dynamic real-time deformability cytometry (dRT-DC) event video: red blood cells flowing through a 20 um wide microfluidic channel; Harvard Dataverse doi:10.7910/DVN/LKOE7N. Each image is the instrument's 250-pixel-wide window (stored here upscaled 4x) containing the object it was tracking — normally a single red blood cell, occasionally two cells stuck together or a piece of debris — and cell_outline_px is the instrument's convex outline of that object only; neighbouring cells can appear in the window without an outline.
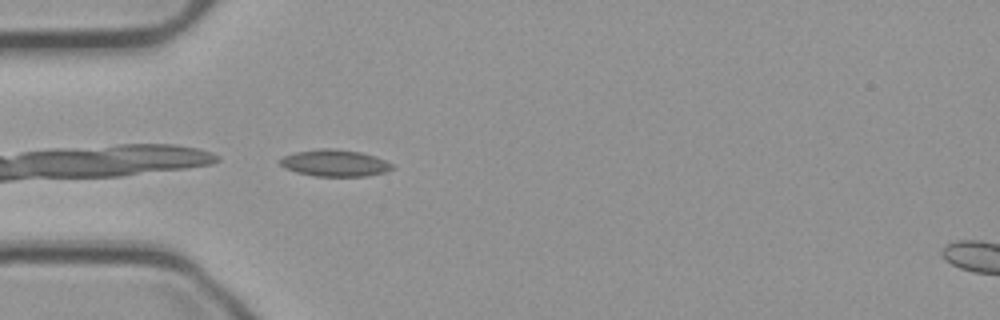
{"species": "common noctule bat (a hibernating species)", "species_latin": "Nyctalus noctula", "temperature_condition": "cold", "stored_images_in_passage": 34, "camera_frame_rate_fps": 3000, "um_per_image_px": 0.085, "animal": {"sex": "male", "body_mass_g": 23.1, "forearm_length_mm": 52.7}, "frame": {"image": 1, "passage_image": 1, "time_ms": 0.0, "image_size_px": [1000, 320], "cell_outline_px": [[396, 168], [384, 172], [368, 176], [312, 176], [296, 172], [284, 168], [280, 164], [280, 160], [284, 156], [296, 152], [324, 148], [328, 148], [360, 152], [376, 156], [392, 164]], "centroid_in_image_um": [28.47, 13.87], "position_along_channel_um": 56.5, "area_um2": 17.4}}
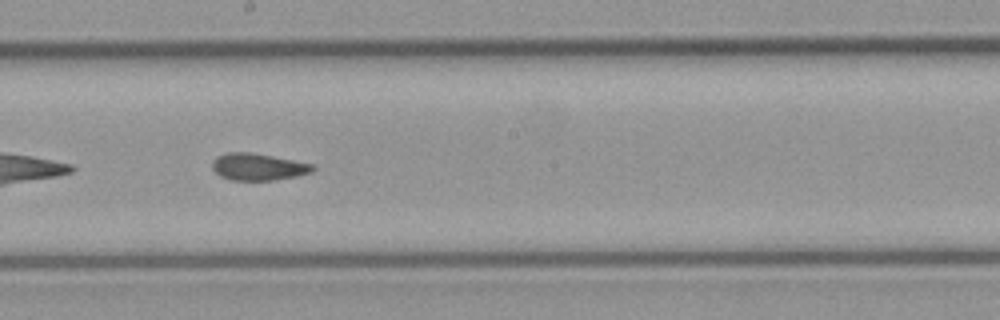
{"frame": {"image": 2, "passage_image": 15, "time_ms": 4.667, "image_size_px": [1000, 320], "cell_outline_px": [[316, 168], [312, 172], [296, 176], [272, 180], [232, 180], [220, 176], [212, 168], [212, 160], [216, 156], [228, 152], [248, 152], [272, 156], [316, 164]], "centroid_in_image_um": [21.95, 14.17], "position_along_channel_um": 226.2, "area_um2": 15.84}}
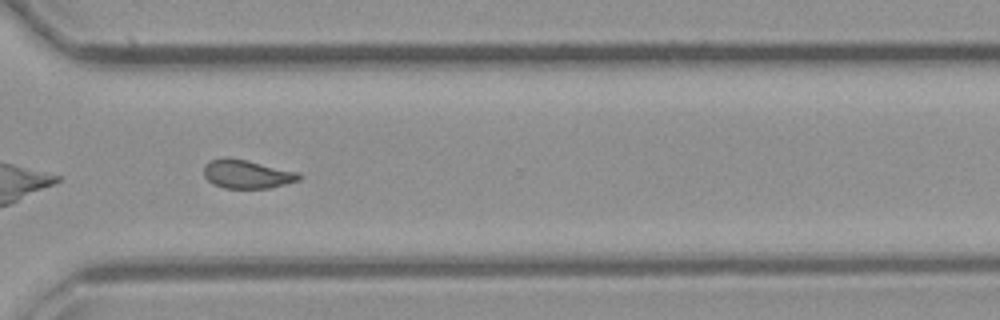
{"frame": {"image": 3, "passage_image": 25, "time_ms": 8.0, "image_size_px": [1000, 320], "cell_outline_px": [[304, 176], [300, 180], [268, 188], [224, 188], [212, 184], [204, 176], [204, 168], [212, 160], [244, 160], [300, 172]], "centroid_in_image_um": [21.07, 14.85], "position_along_channel_um": 349.5, "area_um2": 15.32}, "authors_computed_cell_mechanics": {"area_um2": 16.0973, "velocity_mm_per_s": 3.7137, "shape_relaxation_time_tau1_ms": null, "shape_relaxation_time_tau2_ms": 1.6621, "deformation_change_tau1": null, "deformation_change_tau2": 0.0757}}